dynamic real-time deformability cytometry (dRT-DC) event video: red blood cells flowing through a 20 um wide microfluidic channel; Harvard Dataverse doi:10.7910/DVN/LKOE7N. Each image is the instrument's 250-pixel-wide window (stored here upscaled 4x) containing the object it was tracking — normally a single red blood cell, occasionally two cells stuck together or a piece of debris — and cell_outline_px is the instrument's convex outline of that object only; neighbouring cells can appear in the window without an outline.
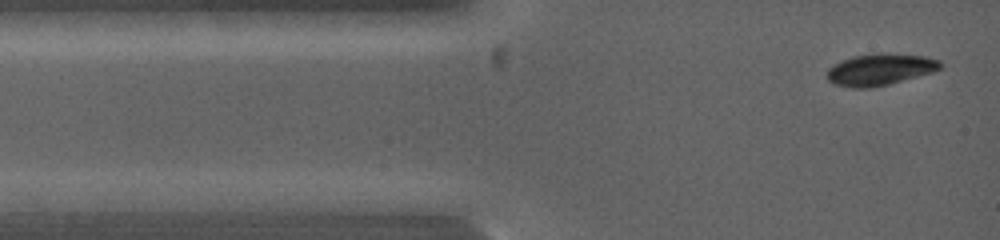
{"species": "common noctule bat (a hibernating species)", "species_latin": "Nyctalus noctula", "temperature_condition": "warm", "stored_images_in_passage": 39, "camera_frame_rate_fps": 5000, "um_per_image_px": 0.085, "animal": {"sex": "female", "body_mass_g": 19.0, "forearm_length_mm": 53.3}, "frame": {"image": 1, "passage_image": 1, "time_ms": 0.0, "image_size_px": [1000, 240], "cell_outline_px": [[940, 68], [932, 72], [888, 84], [872, 88], [852, 88], [836, 84], [828, 80], [828, 68], [852, 56], [872, 52], [880, 52], [924, 56], [940, 60]], "centroid_in_image_um": [74.79, 5.89], "position_along_channel_um": 10.2, "area_um2": 20.75}}
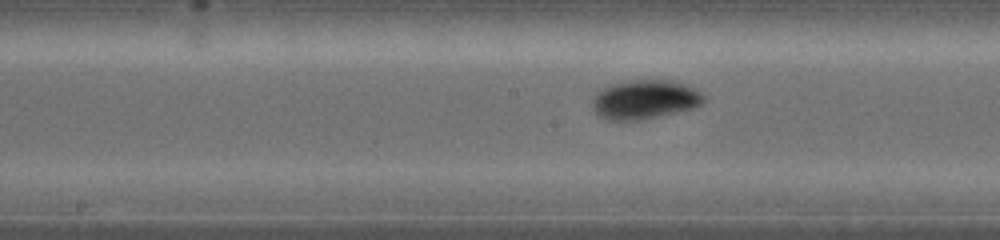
{"frame": {"image": 2, "passage_image": 18, "time_ms": 5.6, "image_size_px": [1000, 240], "cell_outline_px": [[704, 100], [700, 104], [692, 108], [676, 112], [640, 120], [608, 120], [600, 116], [592, 108], [592, 100], [596, 92], [608, 84], [632, 80], [672, 80], [684, 84], [700, 92], [704, 96]], "centroid_in_image_um": [54.75, 8.45], "position_along_channel_um": 193.4, "area_um2": 25.26}}
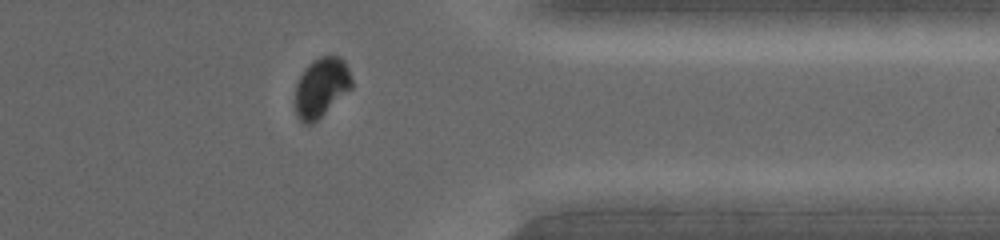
{"frame": {"image": 3, "passage_image": 33, "time_ms": 10.6, "image_size_px": [1000, 240], "cell_outline_px": [[352, 88], [312, 124], [304, 124], [296, 116], [296, 84], [300, 76], [308, 64], [320, 56], [336, 56], [344, 60], [348, 68], [352, 80]], "centroid_in_image_um": [27.31, 7.43], "position_along_channel_um": 384.1, "area_um2": 19.36}}